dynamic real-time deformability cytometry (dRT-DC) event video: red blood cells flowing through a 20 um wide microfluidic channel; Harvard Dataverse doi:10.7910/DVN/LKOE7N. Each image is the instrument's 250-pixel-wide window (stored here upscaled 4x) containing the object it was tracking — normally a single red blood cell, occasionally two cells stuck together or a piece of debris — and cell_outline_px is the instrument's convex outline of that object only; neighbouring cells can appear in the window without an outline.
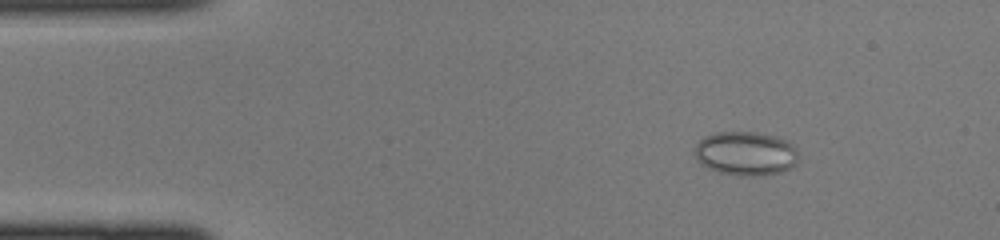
{"species": "common noctule bat (a hibernating species)", "species_latin": "Nyctalus noctula", "temperature_condition": "cold", "stored_images_in_passage": 47, "segment_of_instrument_passage": [1, 2], "camera_frame_rate_fps": 3000, "um_per_image_px": 0.085, "animal": {"sex": "female", "body_mass_g": 22.0, "forearm_length_mm": 56.7}, "frame": {"image": 1, "passage_image": 6, "time_ms": 1.667, "image_size_px": [1000, 240], "cell_outline_px": [[796, 160], [788, 168], [780, 172], [760, 176], [744, 176], [720, 172], [708, 168], [700, 164], [696, 160], [692, 152], [696, 144], [704, 136], [716, 132], [756, 132], [776, 136], [788, 140], [796, 148]], "centroid_in_image_um": [63.32, 13.03], "position_along_channel_um": 21.7, "area_um2": 26.7}}
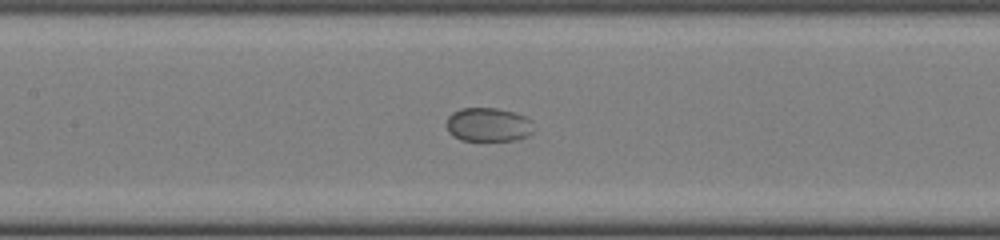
{"frame": {"image": 2, "passage_image": 21, "time_ms": 6.667, "image_size_px": [1000, 240], "cell_outline_px": [[532, 132], [528, 136], [516, 140], [460, 140], [452, 136], [448, 132], [444, 124], [448, 116], [452, 112], [460, 108], [496, 108], [516, 112], [532, 120]], "centroid_in_image_um": [41.46, 10.59], "position_along_channel_um": 165.9, "area_um2": 17.51}}
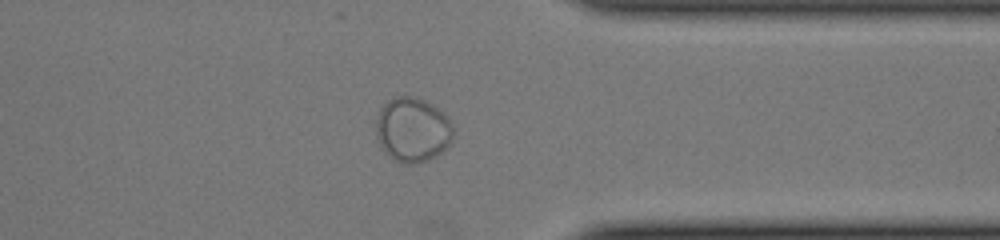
{"frame": {"image": 3, "passage_image": 36, "time_ms": 11.667, "image_size_px": [1000, 240], "cell_outline_px": [[452, 144], [436, 156], [428, 160], [416, 164], [400, 164], [388, 156], [384, 152], [376, 136], [376, 120], [380, 108], [392, 96], [416, 96], [432, 104], [444, 112], [448, 116], [452, 124]], "centroid_in_image_um": [35.07, 11.03], "position_along_channel_um": 376.3, "area_um2": 29.65}}